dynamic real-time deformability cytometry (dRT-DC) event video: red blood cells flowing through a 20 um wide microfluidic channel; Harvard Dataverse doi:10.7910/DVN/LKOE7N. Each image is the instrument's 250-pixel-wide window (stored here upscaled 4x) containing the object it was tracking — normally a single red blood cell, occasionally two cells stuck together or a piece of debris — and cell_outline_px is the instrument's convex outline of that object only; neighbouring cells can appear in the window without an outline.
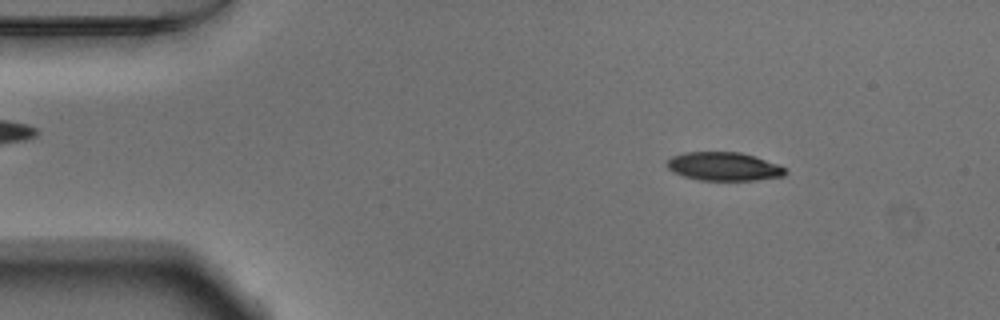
{"species": "Egyptian fruit bat (a non-hibernating species)", "species_latin": "Rousettus aegyptiacus", "temperature_condition": "warm", "stored_images_in_passage": 52, "camera_frame_rate_fps": 3000, "um_per_image_px": 0.085, "animal": {"sex": "male"}, "frame": {"image": 1, "passage_image": 7, "time_ms": 2.0, "image_size_px": [1000, 320], "cell_outline_px": [[788, 172], [784, 176], [756, 180], [700, 180], [684, 176], [672, 172], [668, 168], [668, 160], [672, 156], [684, 152], [740, 152], [776, 164], [784, 168]], "centroid_in_image_um": [61.5, 14.15], "position_along_channel_um": 23.5, "area_um2": 19.42}}
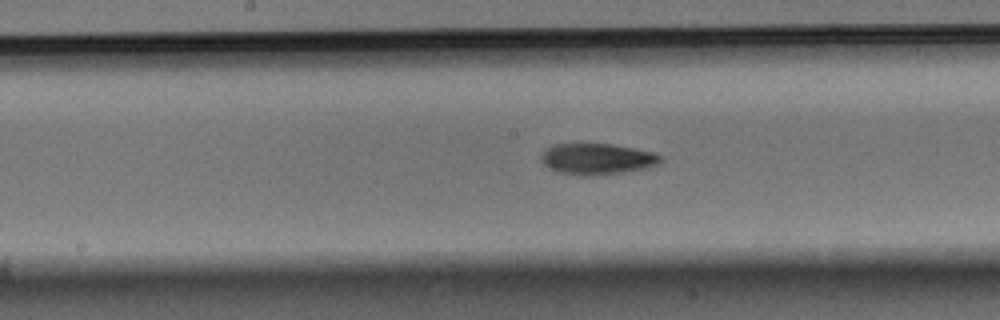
{"frame": {"image": 2, "passage_image": 26, "time_ms": 8.333, "image_size_px": [1000, 320], "cell_outline_px": [[664, 156], [656, 164], [644, 168], [624, 172], [592, 176], [580, 176], [560, 172], [548, 168], [540, 160], [540, 156], [552, 144], [612, 144], [636, 148], [656, 152]], "centroid_in_image_um": [50.76, 13.51], "position_along_channel_um": 197.4, "area_um2": 21.73}}
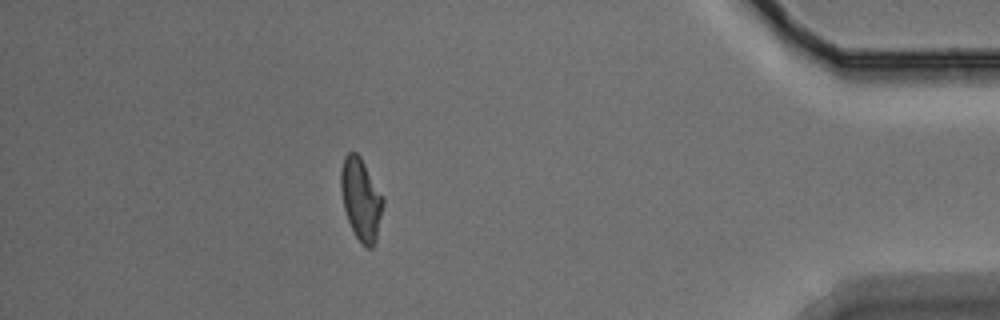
{"frame": {"image": 3, "passage_image": 46, "time_ms": 15.0, "image_size_px": [1000, 320], "cell_outline_px": [[384, 204], [376, 240], [372, 248], [368, 248], [360, 244], [348, 220], [344, 208], [340, 188], [340, 168], [344, 156], [348, 152], [356, 152], [360, 156], [384, 196]], "centroid_in_image_um": [30.69, 16.91], "position_along_channel_um": 404.5, "area_um2": 20.4}, "authors_computed_cell_mechanics": {"area_um2": 20.5768, "velocity_mm_per_s": 3.8141, "shape_relaxation_time_tau1_ms": 3.7673, "shape_relaxation_time_tau2_ms": 5.2192, "deformation_change_tau1": 0.1595, "deformation_change_tau2": 0.132}}